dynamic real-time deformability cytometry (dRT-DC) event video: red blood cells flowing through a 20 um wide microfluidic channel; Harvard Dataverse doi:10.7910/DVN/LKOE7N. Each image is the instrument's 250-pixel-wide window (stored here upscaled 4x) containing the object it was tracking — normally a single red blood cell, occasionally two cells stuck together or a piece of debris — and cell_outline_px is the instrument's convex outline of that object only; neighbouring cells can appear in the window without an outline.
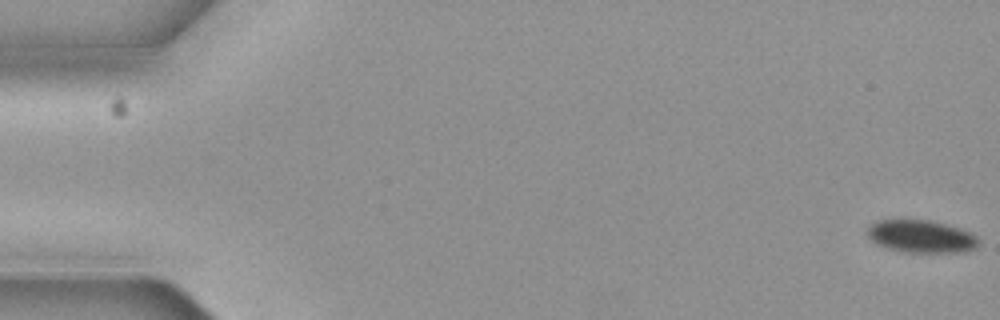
{"species": "common noctule bat (a hibernating species)", "species_latin": "Nyctalus noctula", "temperature_condition": "cold", "stored_images_in_passage": 6, "camera_frame_rate_fps": 3000, "um_per_image_px": 0.085, "animal": {"sex": "female", "body_mass_g": 19.3, "forearm_length_mm": 54.1}, "frame": {"image": 1, "passage_image": 1, "time_ms": 0.0, "image_size_px": [1000, 320], "cell_outline_px": [[980, 244], [976, 248], [960, 252], [908, 252], [888, 248], [876, 244], [868, 236], [868, 228], [876, 220], [900, 216], [908, 216], [932, 220], [960, 228], [972, 232], [980, 240]], "centroid_in_image_um": [78.29, 20.03], "position_along_channel_um": 6.7, "area_um2": 22.08}}